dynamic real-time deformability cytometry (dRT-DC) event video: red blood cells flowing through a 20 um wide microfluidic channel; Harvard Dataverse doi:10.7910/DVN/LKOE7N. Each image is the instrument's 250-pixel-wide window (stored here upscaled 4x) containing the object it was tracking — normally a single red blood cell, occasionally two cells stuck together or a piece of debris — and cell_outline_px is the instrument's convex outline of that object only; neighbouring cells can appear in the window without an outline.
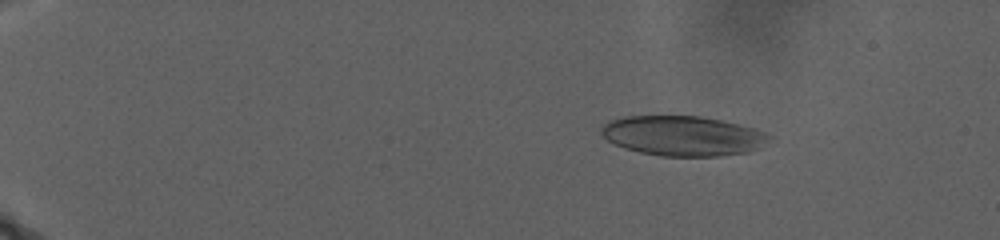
{"species": "human", "species_latin": "Homo sapiens", "temperature_condition": "warm", "stored_images_in_passage": 57, "camera_frame_rate_fps": 3000, "um_per_image_px": 0.085, "donor": {"sex": "male"}, "frame": {"image": 1, "passage_image": 21, "time_ms": 6.333, "image_size_px": [1000, 240], "cell_outline_px": [[776, 140], [748, 152], [720, 156], [660, 156], [640, 152], [624, 148], [608, 140], [600, 132], [600, 128], [608, 120], [624, 116], [700, 116], [740, 124], [756, 128], [776, 136]], "centroid_in_image_um": [58.12, 11.54], "position_along_channel_um": 26.9, "area_um2": 39.59}}
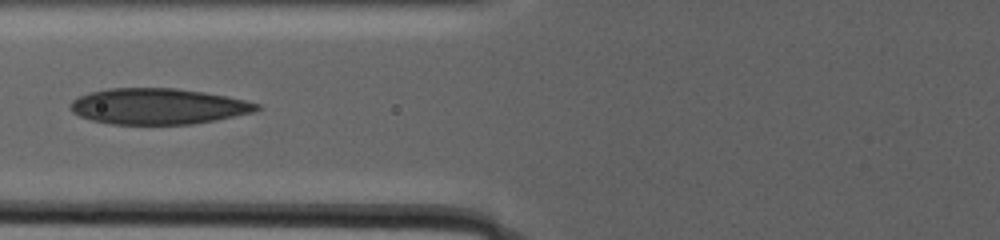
{"frame": {"image": 2, "passage_image": 44, "time_ms": 16.667, "image_size_px": [1000, 240], "cell_outline_px": [[260, 108], [256, 112], [216, 120], [192, 124], [112, 124], [92, 120], [80, 116], [72, 112], [68, 108], [68, 104], [72, 100], [88, 92], [108, 88], [176, 88], [204, 92], [228, 96], [260, 104]], "centroid_in_image_um": [13.43, 9.03], "position_along_channel_um": 112.4, "area_um2": 39.25}}
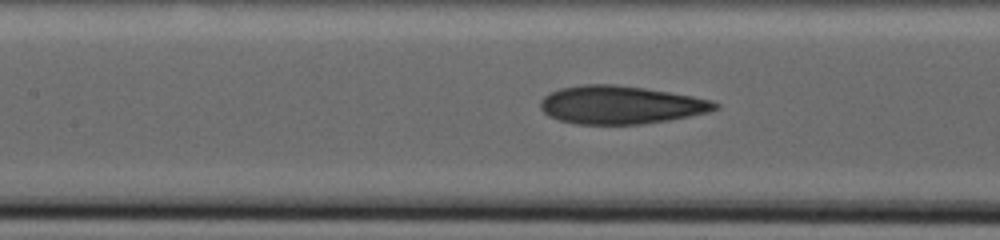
{"frame": {"image": 3, "passage_image": 49, "time_ms": 18.667, "image_size_px": [1000, 240], "cell_outline_px": [[720, 108], [708, 112], [668, 120], [644, 124], [576, 124], [560, 120], [548, 116], [540, 108], [540, 100], [544, 96], [560, 88], [584, 84], [616, 84], [644, 88], [692, 96], [712, 100], [720, 104]], "centroid_in_image_um": [52.75, 8.91], "position_along_channel_um": 154.6, "area_um2": 38.78}}